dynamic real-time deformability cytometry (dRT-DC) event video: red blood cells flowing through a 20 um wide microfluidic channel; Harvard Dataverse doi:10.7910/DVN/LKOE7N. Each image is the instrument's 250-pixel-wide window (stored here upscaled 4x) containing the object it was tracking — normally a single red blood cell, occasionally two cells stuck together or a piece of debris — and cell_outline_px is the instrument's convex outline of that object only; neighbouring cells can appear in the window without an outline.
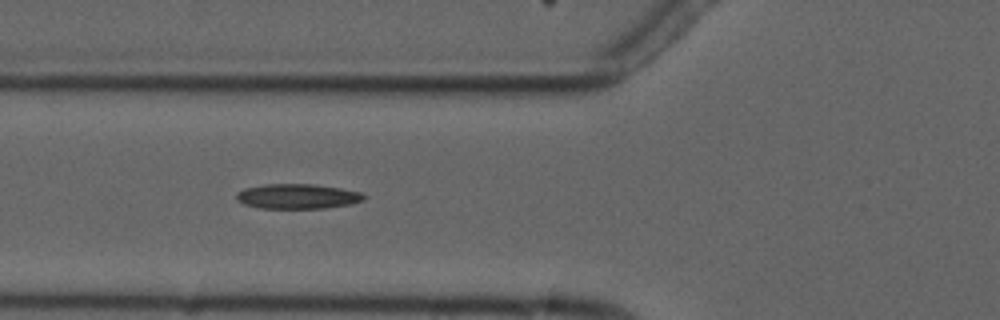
{"species": "common noctule bat (a hibernating species)", "species_latin": "Nyctalus noctula", "temperature_condition": "cold", "stored_images_in_passage": 7, "camera_frame_rate_fps": 3000, "um_per_image_px": 0.085, "animal": {"sex": "male", "forearm_length_mm": 52.5}, "frame": {"image": 1, "passage_image": 3, "time_ms": 2.0, "image_size_px": [1000, 320], "cell_outline_px": [[368, 196], [364, 200], [352, 204], [324, 208], [260, 208], [244, 204], [236, 200], [236, 192], [244, 188], [268, 184], [312, 184], [340, 188], [360, 192]], "centroid_in_image_um": [25.3, 16.69], "position_along_channel_um": 100.5, "area_um2": 18.55}}
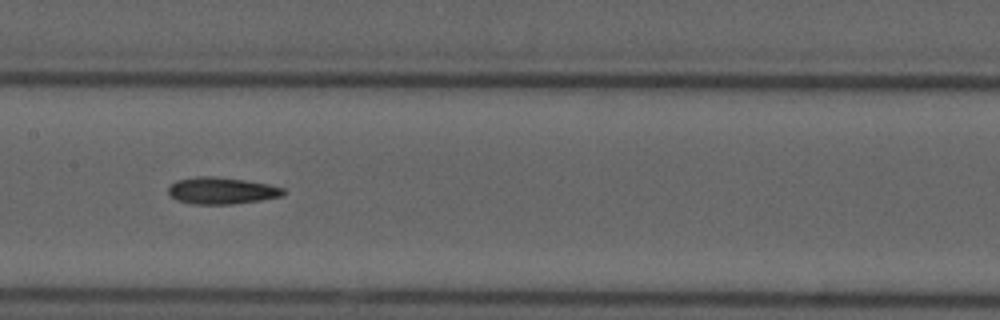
{"frame": {"image": 2, "passage_image": 5, "time_ms": 4.333, "image_size_px": [1000, 320], "cell_outline_px": [[284, 192], [280, 196], [260, 200], [232, 204], [192, 204], [176, 200], [168, 192], [168, 188], [176, 180], [196, 176], [212, 176], [244, 180], [268, 184], [284, 188]], "centroid_in_image_um": [18.8, 16.2], "position_along_channel_um": 188.6, "area_um2": 17.8}}
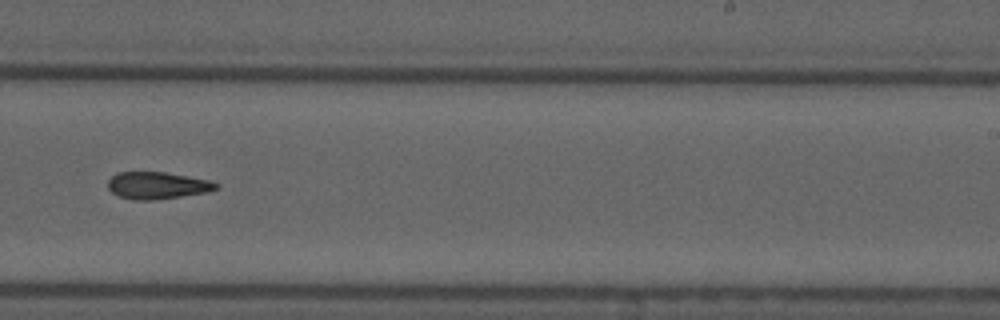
{"frame": {"image": 3, "passage_image": 7, "time_ms": 6.667, "image_size_px": [1000, 320], "cell_outline_px": [[220, 188], [208, 192], [156, 200], [136, 200], [120, 196], [112, 192], [108, 188], [108, 180], [116, 172], [164, 172], [208, 180], [220, 184]], "centroid_in_image_um": [13.39, 15.76], "position_along_channel_um": 275.6, "area_um2": 17.05}}